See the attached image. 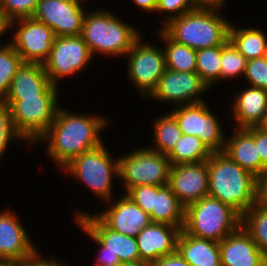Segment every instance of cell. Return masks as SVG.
I'll use <instances>...</instances> for the list:
<instances>
[{
  "mask_svg": "<svg viewBox=\"0 0 267 266\" xmlns=\"http://www.w3.org/2000/svg\"><path fill=\"white\" fill-rule=\"evenodd\" d=\"M107 121L99 114H77L60 106L55 120L37 143H45L46 156L63 169L78 155L104 143L100 133L106 129Z\"/></svg>",
  "mask_w": 267,
  "mask_h": 266,
  "instance_id": "1",
  "label": "cell"
},
{
  "mask_svg": "<svg viewBox=\"0 0 267 266\" xmlns=\"http://www.w3.org/2000/svg\"><path fill=\"white\" fill-rule=\"evenodd\" d=\"M208 196L232 206L241 215L258 202L259 179L222 152L208 159Z\"/></svg>",
  "mask_w": 267,
  "mask_h": 266,
  "instance_id": "2",
  "label": "cell"
},
{
  "mask_svg": "<svg viewBox=\"0 0 267 266\" xmlns=\"http://www.w3.org/2000/svg\"><path fill=\"white\" fill-rule=\"evenodd\" d=\"M220 10L194 8L160 28L174 41L194 50L222 46L229 39L230 22Z\"/></svg>",
  "mask_w": 267,
  "mask_h": 266,
  "instance_id": "3",
  "label": "cell"
},
{
  "mask_svg": "<svg viewBox=\"0 0 267 266\" xmlns=\"http://www.w3.org/2000/svg\"><path fill=\"white\" fill-rule=\"evenodd\" d=\"M90 11L85 14L81 37L92 56L98 53L110 57H125L141 36L139 30L109 10Z\"/></svg>",
  "mask_w": 267,
  "mask_h": 266,
  "instance_id": "4",
  "label": "cell"
},
{
  "mask_svg": "<svg viewBox=\"0 0 267 266\" xmlns=\"http://www.w3.org/2000/svg\"><path fill=\"white\" fill-rule=\"evenodd\" d=\"M60 86L51 84L41 95L30 97H6L10 107L13 127L25 143L37 145L55 120L59 109Z\"/></svg>",
  "mask_w": 267,
  "mask_h": 266,
  "instance_id": "5",
  "label": "cell"
},
{
  "mask_svg": "<svg viewBox=\"0 0 267 266\" xmlns=\"http://www.w3.org/2000/svg\"><path fill=\"white\" fill-rule=\"evenodd\" d=\"M242 215L232 206L206 196L185 207L183 231L220 242L241 227Z\"/></svg>",
  "mask_w": 267,
  "mask_h": 266,
  "instance_id": "6",
  "label": "cell"
},
{
  "mask_svg": "<svg viewBox=\"0 0 267 266\" xmlns=\"http://www.w3.org/2000/svg\"><path fill=\"white\" fill-rule=\"evenodd\" d=\"M105 144L88 150L67 164L63 171L91 189L105 203L113 200V179L119 178L118 159L110 156Z\"/></svg>",
  "mask_w": 267,
  "mask_h": 266,
  "instance_id": "7",
  "label": "cell"
},
{
  "mask_svg": "<svg viewBox=\"0 0 267 266\" xmlns=\"http://www.w3.org/2000/svg\"><path fill=\"white\" fill-rule=\"evenodd\" d=\"M123 156V157H122ZM118 159V181L126 188L139 185L164 186L169 183L170 161L165 154L152 151L145 146L137 148Z\"/></svg>",
  "mask_w": 267,
  "mask_h": 266,
  "instance_id": "8",
  "label": "cell"
},
{
  "mask_svg": "<svg viewBox=\"0 0 267 266\" xmlns=\"http://www.w3.org/2000/svg\"><path fill=\"white\" fill-rule=\"evenodd\" d=\"M141 38L142 35L125 55L128 58L126 69L129 81L136 86L141 97L148 98L166 69L165 55L163 48L144 43Z\"/></svg>",
  "mask_w": 267,
  "mask_h": 266,
  "instance_id": "9",
  "label": "cell"
},
{
  "mask_svg": "<svg viewBox=\"0 0 267 266\" xmlns=\"http://www.w3.org/2000/svg\"><path fill=\"white\" fill-rule=\"evenodd\" d=\"M176 119L182 134L197 136L213 152H222L225 133L218 115L208 107L206 101L175 106L170 112Z\"/></svg>",
  "mask_w": 267,
  "mask_h": 266,
  "instance_id": "10",
  "label": "cell"
},
{
  "mask_svg": "<svg viewBox=\"0 0 267 266\" xmlns=\"http://www.w3.org/2000/svg\"><path fill=\"white\" fill-rule=\"evenodd\" d=\"M92 54L81 35L55 37L48 59L43 63L50 82L79 74L92 61Z\"/></svg>",
  "mask_w": 267,
  "mask_h": 266,
  "instance_id": "11",
  "label": "cell"
},
{
  "mask_svg": "<svg viewBox=\"0 0 267 266\" xmlns=\"http://www.w3.org/2000/svg\"><path fill=\"white\" fill-rule=\"evenodd\" d=\"M12 29L14 33L10 44L21 56L23 62L43 64L48 59L56 37L49 26L28 17L11 21L10 30Z\"/></svg>",
  "mask_w": 267,
  "mask_h": 266,
  "instance_id": "12",
  "label": "cell"
},
{
  "mask_svg": "<svg viewBox=\"0 0 267 266\" xmlns=\"http://www.w3.org/2000/svg\"><path fill=\"white\" fill-rule=\"evenodd\" d=\"M86 0H38L33 19L49 26L56 37L81 35ZM88 1V0H87Z\"/></svg>",
  "mask_w": 267,
  "mask_h": 266,
  "instance_id": "13",
  "label": "cell"
},
{
  "mask_svg": "<svg viewBox=\"0 0 267 266\" xmlns=\"http://www.w3.org/2000/svg\"><path fill=\"white\" fill-rule=\"evenodd\" d=\"M209 89L197 72H178L166 68L148 98L181 106L205 101L201 95Z\"/></svg>",
  "mask_w": 267,
  "mask_h": 266,
  "instance_id": "14",
  "label": "cell"
},
{
  "mask_svg": "<svg viewBox=\"0 0 267 266\" xmlns=\"http://www.w3.org/2000/svg\"><path fill=\"white\" fill-rule=\"evenodd\" d=\"M168 185L185 207L208 196V160L171 165Z\"/></svg>",
  "mask_w": 267,
  "mask_h": 266,
  "instance_id": "15",
  "label": "cell"
},
{
  "mask_svg": "<svg viewBox=\"0 0 267 266\" xmlns=\"http://www.w3.org/2000/svg\"><path fill=\"white\" fill-rule=\"evenodd\" d=\"M20 222L11 209L0 212V259L19 263L39 252Z\"/></svg>",
  "mask_w": 267,
  "mask_h": 266,
  "instance_id": "16",
  "label": "cell"
},
{
  "mask_svg": "<svg viewBox=\"0 0 267 266\" xmlns=\"http://www.w3.org/2000/svg\"><path fill=\"white\" fill-rule=\"evenodd\" d=\"M75 213L74 219H78L103 244V252L118 256L121 263L141 261L136 237L110 229L96 214L80 210Z\"/></svg>",
  "mask_w": 267,
  "mask_h": 266,
  "instance_id": "17",
  "label": "cell"
},
{
  "mask_svg": "<svg viewBox=\"0 0 267 266\" xmlns=\"http://www.w3.org/2000/svg\"><path fill=\"white\" fill-rule=\"evenodd\" d=\"M124 194V195H123ZM106 202L111 206H106L102 212L96 215L112 230L130 237H136L140 230L148 226L152 221L150 216L135 204L125 193ZM112 202V203H111Z\"/></svg>",
  "mask_w": 267,
  "mask_h": 266,
  "instance_id": "18",
  "label": "cell"
},
{
  "mask_svg": "<svg viewBox=\"0 0 267 266\" xmlns=\"http://www.w3.org/2000/svg\"><path fill=\"white\" fill-rule=\"evenodd\" d=\"M180 231L179 227L151 222L136 236L140 260L153 263L174 253Z\"/></svg>",
  "mask_w": 267,
  "mask_h": 266,
  "instance_id": "19",
  "label": "cell"
},
{
  "mask_svg": "<svg viewBox=\"0 0 267 266\" xmlns=\"http://www.w3.org/2000/svg\"><path fill=\"white\" fill-rule=\"evenodd\" d=\"M221 266H267V259L242 226L219 242Z\"/></svg>",
  "mask_w": 267,
  "mask_h": 266,
  "instance_id": "20",
  "label": "cell"
},
{
  "mask_svg": "<svg viewBox=\"0 0 267 266\" xmlns=\"http://www.w3.org/2000/svg\"><path fill=\"white\" fill-rule=\"evenodd\" d=\"M234 129L233 135L225 139L222 153L260 179L261 160L255 144V127Z\"/></svg>",
  "mask_w": 267,
  "mask_h": 266,
  "instance_id": "21",
  "label": "cell"
},
{
  "mask_svg": "<svg viewBox=\"0 0 267 266\" xmlns=\"http://www.w3.org/2000/svg\"><path fill=\"white\" fill-rule=\"evenodd\" d=\"M230 110L236 128L256 127L267 107V90L249 86L234 94Z\"/></svg>",
  "mask_w": 267,
  "mask_h": 266,
  "instance_id": "22",
  "label": "cell"
},
{
  "mask_svg": "<svg viewBox=\"0 0 267 266\" xmlns=\"http://www.w3.org/2000/svg\"><path fill=\"white\" fill-rule=\"evenodd\" d=\"M176 251L189 266H221L219 243L180 231Z\"/></svg>",
  "mask_w": 267,
  "mask_h": 266,
  "instance_id": "23",
  "label": "cell"
},
{
  "mask_svg": "<svg viewBox=\"0 0 267 266\" xmlns=\"http://www.w3.org/2000/svg\"><path fill=\"white\" fill-rule=\"evenodd\" d=\"M51 84L43 64L23 62L11 81L6 97L39 96Z\"/></svg>",
  "mask_w": 267,
  "mask_h": 266,
  "instance_id": "24",
  "label": "cell"
},
{
  "mask_svg": "<svg viewBox=\"0 0 267 266\" xmlns=\"http://www.w3.org/2000/svg\"><path fill=\"white\" fill-rule=\"evenodd\" d=\"M152 222L164 223L183 229L185 220V206L172 192L170 186H158L152 213L149 215Z\"/></svg>",
  "mask_w": 267,
  "mask_h": 266,
  "instance_id": "25",
  "label": "cell"
},
{
  "mask_svg": "<svg viewBox=\"0 0 267 266\" xmlns=\"http://www.w3.org/2000/svg\"><path fill=\"white\" fill-rule=\"evenodd\" d=\"M229 40L247 61L262 58L265 55L267 36L262 29L229 27Z\"/></svg>",
  "mask_w": 267,
  "mask_h": 266,
  "instance_id": "26",
  "label": "cell"
},
{
  "mask_svg": "<svg viewBox=\"0 0 267 266\" xmlns=\"http://www.w3.org/2000/svg\"><path fill=\"white\" fill-rule=\"evenodd\" d=\"M157 35L165 44L166 68L178 72H196V50L172 40L161 28Z\"/></svg>",
  "mask_w": 267,
  "mask_h": 266,
  "instance_id": "27",
  "label": "cell"
},
{
  "mask_svg": "<svg viewBox=\"0 0 267 266\" xmlns=\"http://www.w3.org/2000/svg\"><path fill=\"white\" fill-rule=\"evenodd\" d=\"M213 152L197 136L182 134L172 151L167 155L171 165L207 161Z\"/></svg>",
  "mask_w": 267,
  "mask_h": 266,
  "instance_id": "28",
  "label": "cell"
},
{
  "mask_svg": "<svg viewBox=\"0 0 267 266\" xmlns=\"http://www.w3.org/2000/svg\"><path fill=\"white\" fill-rule=\"evenodd\" d=\"M154 142L148 149L168 155L182 136L175 117L169 112L154 120Z\"/></svg>",
  "mask_w": 267,
  "mask_h": 266,
  "instance_id": "29",
  "label": "cell"
},
{
  "mask_svg": "<svg viewBox=\"0 0 267 266\" xmlns=\"http://www.w3.org/2000/svg\"><path fill=\"white\" fill-rule=\"evenodd\" d=\"M241 226L267 259V208L257 202L242 215Z\"/></svg>",
  "mask_w": 267,
  "mask_h": 266,
  "instance_id": "30",
  "label": "cell"
},
{
  "mask_svg": "<svg viewBox=\"0 0 267 266\" xmlns=\"http://www.w3.org/2000/svg\"><path fill=\"white\" fill-rule=\"evenodd\" d=\"M220 61L221 46L196 50V72L210 89L220 81Z\"/></svg>",
  "mask_w": 267,
  "mask_h": 266,
  "instance_id": "31",
  "label": "cell"
},
{
  "mask_svg": "<svg viewBox=\"0 0 267 266\" xmlns=\"http://www.w3.org/2000/svg\"><path fill=\"white\" fill-rule=\"evenodd\" d=\"M22 63L21 56L10 43L0 47V101L6 98L11 81Z\"/></svg>",
  "mask_w": 267,
  "mask_h": 266,
  "instance_id": "32",
  "label": "cell"
},
{
  "mask_svg": "<svg viewBox=\"0 0 267 266\" xmlns=\"http://www.w3.org/2000/svg\"><path fill=\"white\" fill-rule=\"evenodd\" d=\"M247 59L237 50V48L228 39L221 46V70L220 80L237 79L236 77L244 76Z\"/></svg>",
  "mask_w": 267,
  "mask_h": 266,
  "instance_id": "33",
  "label": "cell"
},
{
  "mask_svg": "<svg viewBox=\"0 0 267 266\" xmlns=\"http://www.w3.org/2000/svg\"><path fill=\"white\" fill-rule=\"evenodd\" d=\"M12 140L23 141L13 127L10 107L0 101V160Z\"/></svg>",
  "mask_w": 267,
  "mask_h": 266,
  "instance_id": "34",
  "label": "cell"
},
{
  "mask_svg": "<svg viewBox=\"0 0 267 266\" xmlns=\"http://www.w3.org/2000/svg\"><path fill=\"white\" fill-rule=\"evenodd\" d=\"M38 0H0V10L10 20L32 17Z\"/></svg>",
  "mask_w": 267,
  "mask_h": 266,
  "instance_id": "35",
  "label": "cell"
},
{
  "mask_svg": "<svg viewBox=\"0 0 267 266\" xmlns=\"http://www.w3.org/2000/svg\"><path fill=\"white\" fill-rule=\"evenodd\" d=\"M244 77L249 86L267 90V59L262 57L247 61Z\"/></svg>",
  "mask_w": 267,
  "mask_h": 266,
  "instance_id": "36",
  "label": "cell"
},
{
  "mask_svg": "<svg viewBox=\"0 0 267 266\" xmlns=\"http://www.w3.org/2000/svg\"><path fill=\"white\" fill-rule=\"evenodd\" d=\"M157 193L158 186L156 185H139L130 188L125 194L150 215L154 207L155 195H157Z\"/></svg>",
  "mask_w": 267,
  "mask_h": 266,
  "instance_id": "37",
  "label": "cell"
},
{
  "mask_svg": "<svg viewBox=\"0 0 267 266\" xmlns=\"http://www.w3.org/2000/svg\"><path fill=\"white\" fill-rule=\"evenodd\" d=\"M194 7L191 0H158V5L155 12L166 13L164 14V20H161L162 26L167 23L169 20L178 17L182 14H185Z\"/></svg>",
  "mask_w": 267,
  "mask_h": 266,
  "instance_id": "38",
  "label": "cell"
},
{
  "mask_svg": "<svg viewBox=\"0 0 267 266\" xmlns=\"http://www.w3.org/2000/svg\"><path fill=\"white\" fill-rule=\"evenodd\" d=\"M75 224L86 233L99 246L98 256L93 266H119L121 261L118 256H114L110 252H103V244L78 220L75 219Z\"/></svg>",
  "mask_w": 267,
  "mask_h": 266,
  "instance_id": "39",
  "label": "cell"
},
{
  "mask_svg": "<svg viewBox=\"0 0 267 266\" xmlns=\"http://www.w3.org/2000/svg\"><path fill=\"white\" fill-rule=\"evenodd\" d=\"M255 144L261 160V177L267 173V133L255 127Z\"/></svg>",
  "mask_w": 267,
  "mask_h": 266,
  "instance_id": "40",
  "label": "cell"
},
{
  "mask_svg": "<svg viewBox=\"0 0 267 266\" xmlns=\"http://www.w3.org/2000/svg\"><path fill=\"white\" fill-rule=\"evenodd\" d=\"M40 252H38L31 259L25 260L23 262L16 263V266H68L67 263L57 260L55 258H51L50 256L47 258H41Z\"/></svg>",
  "mask_w": 267,
  "mask_h": 266,
  "instance_id": "41",
  "label": "cell"
},
{
  "mask_svg": "<svg viewBox=\"0 0 267 266\" xmlns=\"http://www.w3.org/2000/svg\"><path fill=\"white\" fill-rule=\"evenodd\" d=\"M152 266H189V264L175 251L170 255L160 257L152 263Z\"/></svg>",
  "mask_w": 267,
  "mask_h": 266,
  "instance_id": "42",
  "label": "cell"
},
{
  "mask_svg": "<svg viewBox=\"0 0 267 266\" xmlns=\"http://www.w3.org/2000/svg\"><path fill=\"white\" fill-rule=\"evenodd\" d=\"M194 8L222 10L225 0H191ZM225 2V3H224Z\"/></svg>",
  "mask_w": 267,
  "mask_h": 266,
  "instance_id": "43",
  "label": "cell"
},
{
  "mask_svg": "<svg viewBox=\"0 0 267 266\" xmlns=\"http://www.w3.org/2000/svg\"><path fill=\"white\" fill-rule=\"evenodd\" d=\"M258 202L267 208V173L259 179Z\"/></svg>",
  "mask_w": 267,
  "mask_h": 266,
  "instance_id": "44",
  "label": "cell"
},
{
  "mask_svg": "<svg viewBox=\"0 0 267 266\" xmlns=\"http://www.w3.org/2000/svg\"><path fill=\"white\" fill-rule=\"evenodd\" d=\"M133 4L142 10L148 11L149 13H153L156 11L158 0H132Z\"/></svg>",
  "mask_w": 267,
  "mask_h": 266,
  "instance_id": "45",
  "label": "cell"
},
{
  "mask_svg": "<svg viewBox=\"0 0 267 266\" xmlns=\"http://www.w3.org/2000/svg\"><path fill=\"white\" fill-rule=\"evenodd\" d=\"M9 29H11V21L0 10V38L1 39L4 36L5 33H8L7 31H9ZM8 40H9V41H7L8 43L5 42L4 45L0 44V47L6 46L7 44H9L10 43V39H8Z\"/></svg>",
  "mask_w": 267,
  "mask_h": 266,
  "instance_id": "46",
  "label": "cell"
},
{
  "mask_svg": "<svg viewBox=\"0 0 267 266\" xmlns=\"http://www.w3.org/2000/svg\"><path fill=\"white\" fill-rule=\"evenodd\" d=\"M256 128H258L262 131H265L267 133V107L263 113V116H262L260 122L257 124Z\"/></svg>",
  "mask_w": 267,
  "mask_h": 266,
  "instance_id": "47",
  "label": "cell"
},
{
  "mask_svg": "<svg viewBox=\"0 0 267 266\" xmlns=\"http://www.w3.org/2000/svg\"><path fill=\"white\" fill-rule=\"evenodd\" d=\"M119 266H152V263L147 261L121 263Z\"/></svg>",
  "mask_w": 267,
  "mask_h": 266,
  "instance_id": "48",
  "label": "cell"
},
{
  "mask_svg": "<svg viewBox=\"0 0 267 266\" xmlns=\"http://www.w3.org/2000/svg\"><path fill=\"white\" fill-rule=\"evenodd\" d=\"M0 266H16V263L0 259Z\"/></svg>",
  "mask_w": 267,
  "mask_h": 266,
  "instance_id": "49",
  "label": "cell"
},
{
  "mask_svg": "<svg viewBox=\"0 0 267 266\" xmlns=\"http://www.w3.org/2000/svg\"><path fill=\"white\" fill-rule=\"evenodd\" d=\"M264 57L267 59V46H266V50H265V55Z\"/></svg>",
  "mask_w": 267,
  "mask_h": 266,
  "instance_id": "50",
  "label": "cell"
}]
</instances>
